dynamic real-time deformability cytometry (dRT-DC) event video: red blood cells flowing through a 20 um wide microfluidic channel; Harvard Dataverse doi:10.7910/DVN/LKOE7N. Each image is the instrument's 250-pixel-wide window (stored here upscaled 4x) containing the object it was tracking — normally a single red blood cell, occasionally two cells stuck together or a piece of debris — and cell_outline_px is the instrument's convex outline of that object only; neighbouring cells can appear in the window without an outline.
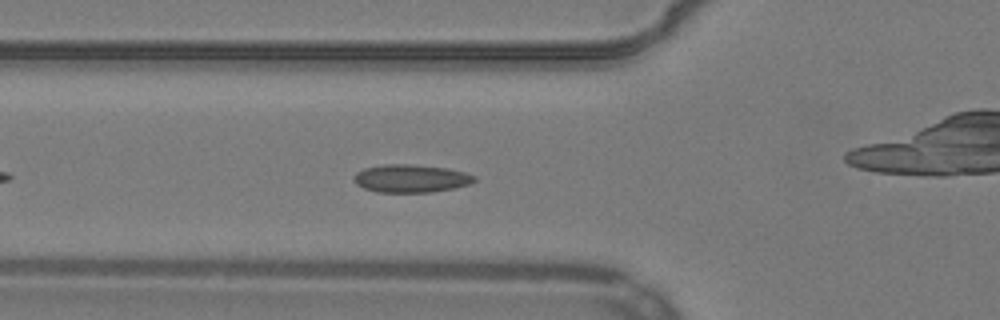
{"species": "common noctule bat (a hibernating species)", "species_latin": "Nyctalus noctula", "temperature_condition": "warm", "stored_images_in_passage": 40, "camera_frame_rate_fps": 3000, "um_per_image_px": 0.085, "animal": {"sex": "male", "body_mass_g": 19.2, "forearm_length_mm": 51.8}, "frame": {"image": 1, "passage_image": 8, "time_ms": 2.333, "image_size_px": [1000, 320], "cell_outline_px": [[476, 180], [468, 184], [456, 188], [432, 192], [376, 192], [364, 188], [356, 184], [352, 176], [356, 172], [364, 168], [384, 164], [408, 164], [448, 168], [464, 172], [476, 176]], "centroid_in_image_um": [34.91, 15.17], "position_along_channel_um": 90.9, "area_um2": 19.71}}
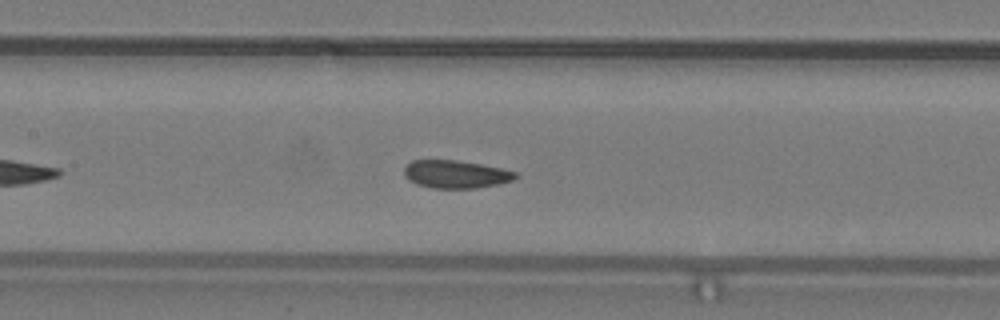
{"frame": {"image": 2, "passage_image": 14, "time_ms": 4.333, "image_size_px": [1000, 320], "cell_outline_px": [[520, 176], [512, 180], [500, 184], [476, 188], [432, 188], [416, 184], [404, 176], [404, 168], [412, 160], [456, 160], [480, 164], [500, 168], [516, 172]], "centroid_in_image_um": [38.75, 14.81], "position_along_channel_um": 168.7, "area_um2": 18.09}}
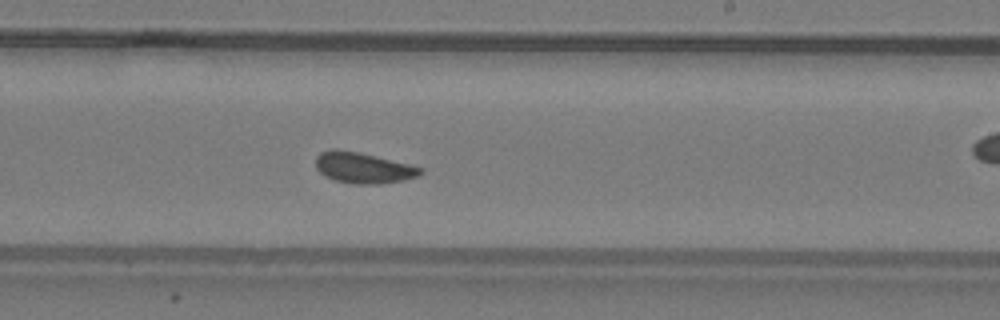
{"frame": {"image": 3, "passage_image": 21, "time_ms": 6.667, "image_size_px": [1000, 320], "cell_outline_px": [[424, 172], [416, 176], [404, 180], [380, 184], [352, 184], [336, 180], [324, 176], [316, 168], [316, 156], [320, 152], [332, 148], [336, 148], [360, 152], [424, 168]], "centroid_in_image_um": [30.85, 14.25], "position_along_channel_um": 258.2, "area_um2": 18.96}, "authors_computed_cell_mechanics": {"area_um2": 18.2648, "velocity_mm_per_s": 3.8665, "shape_relaxation_time_tau1_ms": 3.0682, "shape_relaxation_time_tau2_ms": 1.6293, "deformation_change_tau1": 0.098, "deformation_change_tau2": 0.0808}}